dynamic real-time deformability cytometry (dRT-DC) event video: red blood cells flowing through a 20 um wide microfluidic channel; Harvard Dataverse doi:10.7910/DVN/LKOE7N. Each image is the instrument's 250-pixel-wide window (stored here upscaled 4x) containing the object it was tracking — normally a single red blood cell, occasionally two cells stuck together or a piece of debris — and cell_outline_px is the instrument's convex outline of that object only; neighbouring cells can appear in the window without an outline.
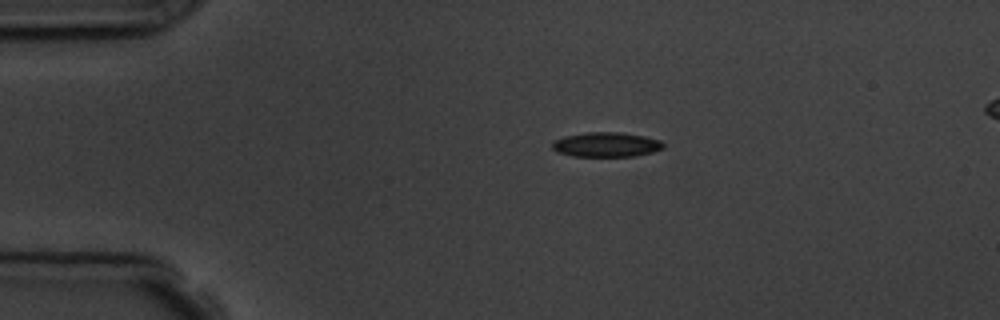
{"species": "common noctule bat (a hibernating species)", "species_latin": "Nyctalus noctula", "temperature_condition": "room temperature", "stored_images_in_passage": 5, "camera_frame_rate_fps": 3000, "um_per_image_px": 0.085, "animal": {"sex": "male", "body_mass_g": 19.5, "forearm_length_mm": 54.6}, "frame": {"image": 1, "passage_image": 2, "time_ms": 1.333, "image_size_px": [1000, 320], "cell_outline_px": [[664, 148], [652, 152], [636, 156], [572, 156], [556, 152], [552, 148], [552, 140], [564, 136], [588, 132], [620, 132], [644, 136], [660, 140], [664, 144]], "centroid_in_image_um": [51.51, 12.29], "position_along_channel_um": 33.5, "area_um2": 16.07}}